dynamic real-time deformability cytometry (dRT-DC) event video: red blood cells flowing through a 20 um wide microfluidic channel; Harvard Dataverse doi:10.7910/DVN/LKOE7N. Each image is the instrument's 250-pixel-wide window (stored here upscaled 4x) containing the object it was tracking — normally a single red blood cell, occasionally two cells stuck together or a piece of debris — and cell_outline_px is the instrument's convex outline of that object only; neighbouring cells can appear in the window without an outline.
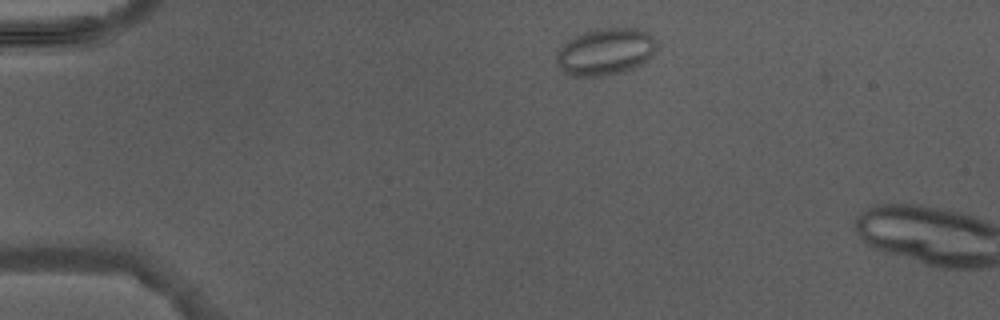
{"species": "Egyptian fruit bat (a non-hibernating species)", "species_latin": "Rousettus aegyptiacus", "temperature_condition": "warm", "stored_images_in_passage": 2, "camera_frame_rate_fps": 3000, "um_per_image_px": 0.085, "animal": {"sex": "male"}, "frame": {"image": 1, "passage_image": 1, "time_ms": 0.0, "image_size_px": [1000, 320], "cell_outline_px": [[656, 48], [652, 56], [648, 60], [624, 72], [604, 76], [572, 76], [564, 72], [560, 68], [556, 60], [556, 52], [568, 40], [592, 28], [636, 28], [648, 32], [652, 36], [656, 44]], "centroid_in_image_um": [51.46, 4.39], "position_along_channel_um": 33.5, "area_um2": 27.51}}